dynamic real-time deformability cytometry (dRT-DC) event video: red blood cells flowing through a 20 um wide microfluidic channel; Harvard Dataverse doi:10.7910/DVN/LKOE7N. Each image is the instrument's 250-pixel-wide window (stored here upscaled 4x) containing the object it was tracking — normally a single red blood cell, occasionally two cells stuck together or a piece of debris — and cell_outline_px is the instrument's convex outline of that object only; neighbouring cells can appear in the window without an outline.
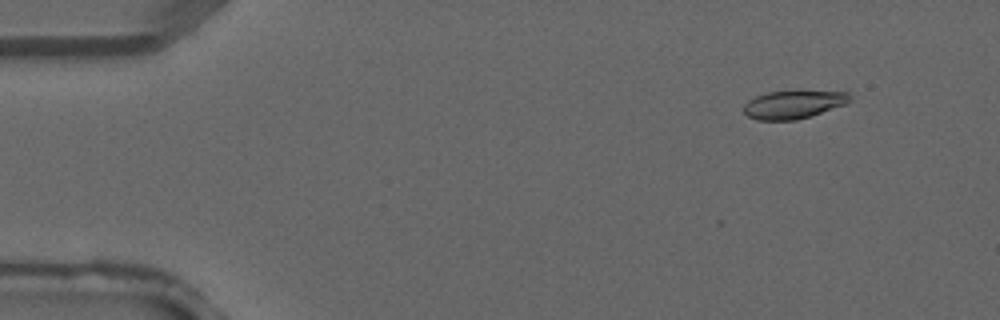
{"species": "common noctule bat (a hibernating species)", "species_latin": "Nyctalus noctula", "temperature_condition": "warm", "stored_images_in_passage": 3, "camera_frame_rate_fps": 3000, "um_per_image_px": 0.085, "animal": {"sex": "male", "forearm_length_mm": 52.5}, "frame": {"image": 1, "passage_image": 1, "time_ms": 0.0, "image_size_px": [1000, 320], "cell_outline_px": [[852, 100], [848, 104], [812, 116], [796, 120], [756, 120], [748, 116], [744, 112], [744, 104], [748, 100], [756, 96], [768, 92], [848, 92], [852, 96]], "centroid_in_image_um": [67.47, 8.9], "position_along_channel_um": 17.5, "area_um2": 17.34}}
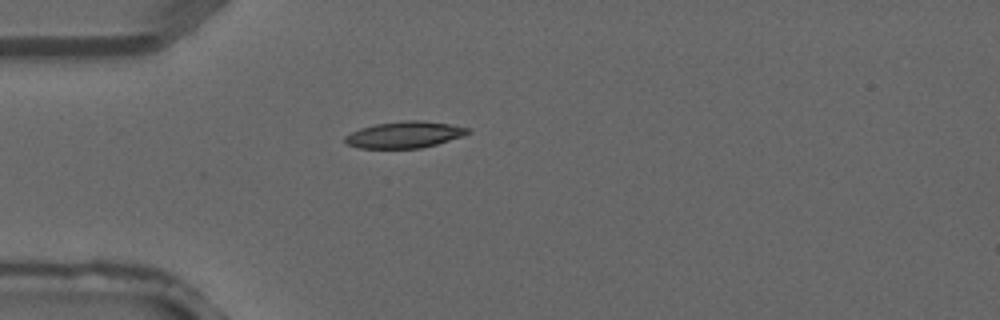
{"frame": {"image": 2, "passage_image": 3, "time_ms": 0.667, "image_size_px": [1000, 320], "cell_outline_px": [[472, 132], [464, 136], [436, 144], [420, 148], [360, 148], [344, 144], [344, 136], [360, 128], [376, 124], [408, 120], [424, 120], [452, 124], [472, 128]], "centroid_in_image_um": [34.43, 11.44], "position_along_channel_um": 50.6, "area_um2": 19.19}}